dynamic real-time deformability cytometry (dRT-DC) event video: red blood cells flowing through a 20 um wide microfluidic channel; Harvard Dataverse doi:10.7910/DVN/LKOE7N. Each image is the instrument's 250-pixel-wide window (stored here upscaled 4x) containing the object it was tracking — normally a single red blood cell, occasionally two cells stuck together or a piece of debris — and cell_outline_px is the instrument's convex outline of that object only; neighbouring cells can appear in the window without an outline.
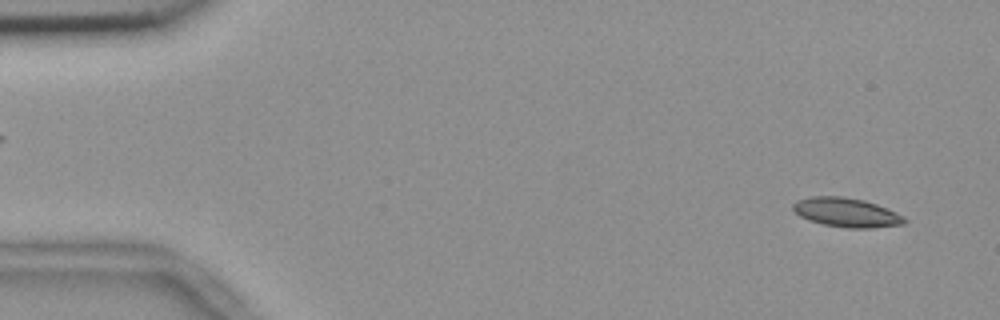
{"species": "common noctule bat (a hibernating species)", "species_latin": "Nyctalus noctula", "temperature_condition": "room temperature", "stored_images_in_passage": 56, "segment_of_instrument_passage": [1, 2], "camera_frame_rate_fps": 3000, "um_per_image_px": 0.085, "animal": {"sex": "female", "body_mass_g": 18.4}, "frame": {"image": 1, "passage_image": 3, "time_ms": 0.667, "image_size_px": [1000, 320], "cell_outline_px": [[908, 220], [904, 224], [872, 228], [848, 228], [824, 224], [808, 220], [800, 216], [792, 208], [792, 204], [796, 200], [812, 196], [840, 196], [864, 200], [876, 204], [896, 212], [904, 216]], "centroid_in_image_um": [71.95, 18.06], "position_along_channel_um": 13.0, "area_um2": 18.96}}
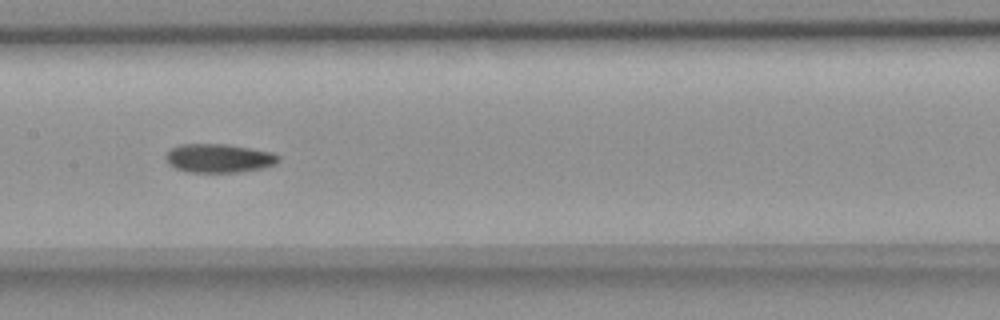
{"frame": {"image": 2, "passage_image": 27, "time_ms": 8.667, "image_size_px": [1000, 320], "cell_outline_px": [[280, 160], [276, 164], [264, 168], [236, 172], [188, 172], [176, 168], [168, 164], [168, 152], [172, 148], [180, 144], [228, 144], [272, 152], [280, 156]], "centroid_in_image_um": [18.66, 13.45], "position_along_channel_um": 188.7, "area_um2": 18.79}}
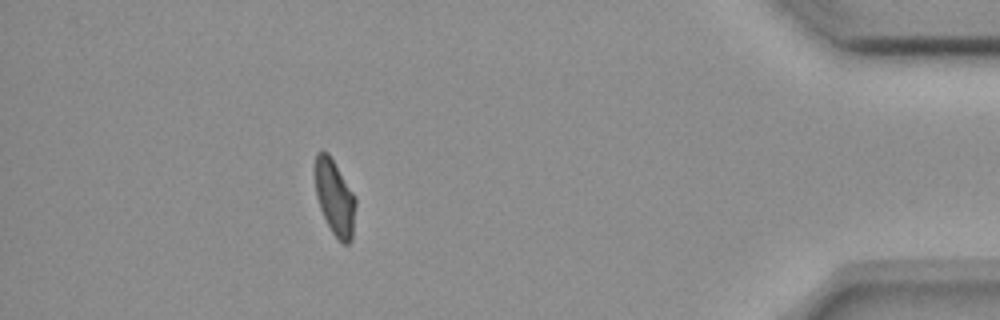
{"frame": {"image": 3, "passage_image": 49, "time_ms": 16.0, "image_size_px": [1000, 320], "cell_outline_px": [[356, 204], [352, 240], [348, 244], [344, 244], [332, 232], [320, 208], [316, 196], [316, 152], [328, 152], [356, 196]], "centroid_in_image_um": [28.49, 16.81], "position_along_channel_um": 406.7, "area_um2": 17.63}}